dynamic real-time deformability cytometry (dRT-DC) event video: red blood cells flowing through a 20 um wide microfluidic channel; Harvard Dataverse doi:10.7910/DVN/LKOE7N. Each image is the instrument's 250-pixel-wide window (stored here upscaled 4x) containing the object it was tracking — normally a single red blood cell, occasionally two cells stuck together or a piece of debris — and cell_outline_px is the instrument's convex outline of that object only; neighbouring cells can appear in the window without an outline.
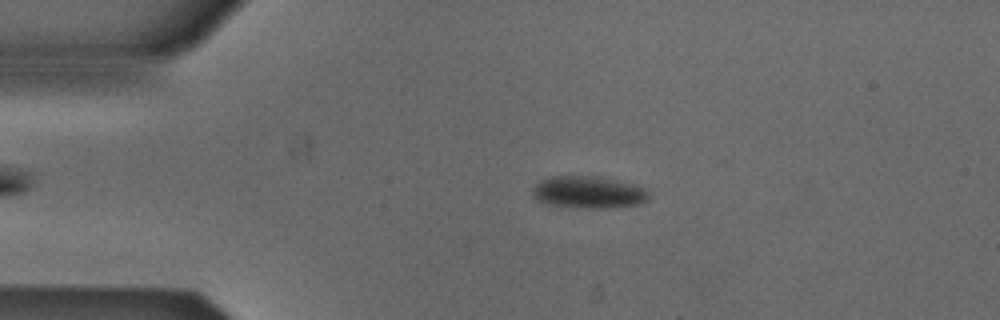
{"species": "Egyptian fruit bat (a non-hibernating species)", "species_latin": "Rousettus aegyptiacus", "temperature_condition": "cold", "stored_images_in_passage": 3, "camera_frame_rate_fps": 3000, "um_per_image_px": 0.085, "animal": {"sex": "male"}, "frame": {"image": 1, "passage_image": 2, "time_ms": 0.333, "image_size_px": [1000, 320], "cell_outline_px": [[648, 200], [636, 204], [608, 208], [592, 208], [544, 204], [536, 200], [532, 196], [532, 188], [540, 180], [552, 176], [596, 176], [616, 180], [632, 184], [644, 188], [648, 192]], "centroid_in_image_um": [49.96, 16.33], "position_along_channel_um": 35.0, "area_um2": 21.68}}